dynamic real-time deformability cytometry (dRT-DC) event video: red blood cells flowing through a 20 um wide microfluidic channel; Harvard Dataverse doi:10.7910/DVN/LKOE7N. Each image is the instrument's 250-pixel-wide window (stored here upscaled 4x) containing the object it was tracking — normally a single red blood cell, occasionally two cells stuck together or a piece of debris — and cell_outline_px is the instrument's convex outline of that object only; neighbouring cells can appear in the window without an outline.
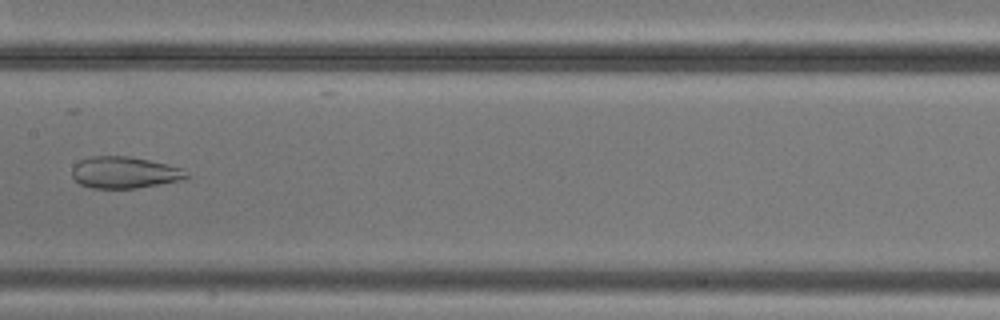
{"species": "common noctule bat (a hibernating species)", "species_latin": "Nyctalus noctula", "temperature_condition": "cold", "stored_images_in_passage": 6, "camera_frame_rate_fps": 3000, "um_per_image_px": 0.085, "animal": {"sex": "male", "body_mass_g": 20.5, "forearm_length_mm": 52.5}, "frame": {"image": 1, "passage_image": 6, "time_ms": 6.667, "image_size_px": [1000, 320], "cell_outline_px": [[188, 176], [180, 180], [160, 184], [136, 188], [92, 188], [80, 184], [72, 176], [72, 168], [80, 160], [92, 156], [128, 156], [148, 160], [180, 168]], "centroid_in_image_um": [10.52, 14.66], "position_along_channel_um": 196.9, "area_um2": 20.69}}